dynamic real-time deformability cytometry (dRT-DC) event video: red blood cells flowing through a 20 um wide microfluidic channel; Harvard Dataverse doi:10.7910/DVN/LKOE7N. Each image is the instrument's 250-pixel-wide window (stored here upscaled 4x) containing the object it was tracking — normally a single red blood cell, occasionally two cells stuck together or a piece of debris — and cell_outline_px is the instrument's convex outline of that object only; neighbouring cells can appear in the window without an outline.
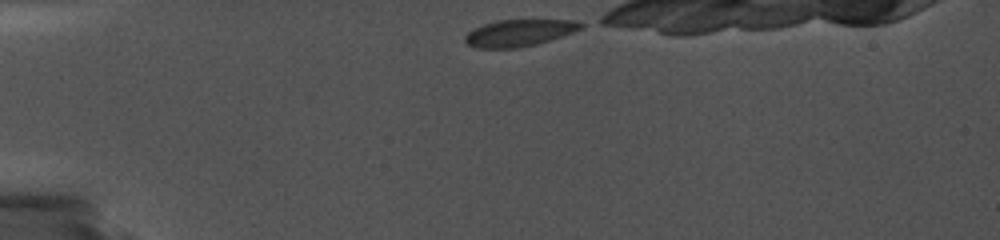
{"species": "common noctule bat (a hibernating species)", "species_latin": "Nyctalus noctula", "temperature_condition": "cold", "stored_images_in_passage": 20, "camera_frame_rate_fps": 5000, "um_per_image_px": 0.085, "animal": {"sex": "female", "body_mass_g": 19.0, "forearm_length_mm": 56.7}, "frame": {"image": 1, "passage_image": 1, "time_ms": 0.0, "image_size_px": [1000, 240], "cell_outline_px": [[584, 28], [536, 44], [516, 48], [476, 48], [468, 44], [464, 40], [464, 36], [468, 32], [484, 24], [496, 20], [576, 20], [584, 24]], "centroid_in_image_um": [44.12, 2.79], "position_along_channel_um": 40.9, "area_um2": 17.92}}
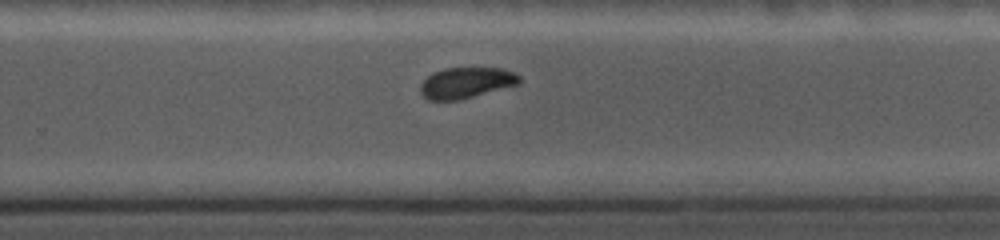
{"frame": {"image": 2, "passage_image": 11, "time_ms": 8.0, "image_size_px": [1000, 240], "cell_outline_px": [[520, 84], [456, 100], [428, 100], [420, 92], [420, 84], [432, 72], [444, 68], [500, 68], [516, 72], [520, 76]], "centroid_in_image_um": [39.63, 7.02], "position_along_channel_um": 290.2, "area_um2": 17.74}}
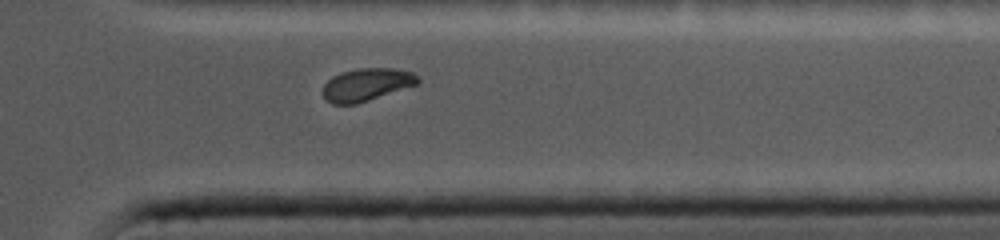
{"frame": {"image": 3, "passage_image": 17, "time_ms": 10.4, "image_size_px": [1000, 240], "cell_outline_px": [[420, 84], [356, 104], [332, 104], [324, 100], [324, 84], [332, 76], [340, 72], [356, 68], [396, 68], [412, 72], [420, 80]], "centroid_in_image_um": [31.17, 7.18], "position_along_channel_um": 380.2, "area_um2": 18.26}}